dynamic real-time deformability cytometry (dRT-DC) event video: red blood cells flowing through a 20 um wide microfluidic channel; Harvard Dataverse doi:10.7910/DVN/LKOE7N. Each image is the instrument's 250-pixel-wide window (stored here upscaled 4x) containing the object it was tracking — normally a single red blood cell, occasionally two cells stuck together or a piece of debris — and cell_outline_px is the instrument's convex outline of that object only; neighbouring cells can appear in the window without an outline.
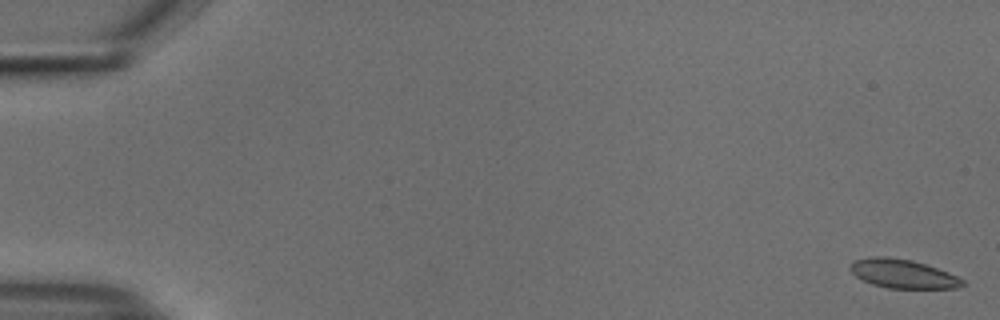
{"species": "common noctule bat (a hibernating species)", "species_latin": "Nyctalus noctula", "temperature_condition": "cold", "stored_images_in_passage": 54, "camera_frame_rate_fps": 3000, "um_per_image_px": 0.085, "animal": {"sex": "male", "body_mass_g": 18.8}, "frame": {"image": 1, "passage_image": 1, "time_ms": 0.0, "image_size_px": [1000, 320], "cell_outline_px": [[964, 284], [956, 288], [888, 288], [872, 284], [856, 276], [848, 268], [856, 260], [872, 256], [884, 256], [912, 260], [948, 272], [964, 280]], "centroid_in_image_um": [76.73, 23.27], "position_along_channel_um": 8.3, "area_um2": 18.61}}
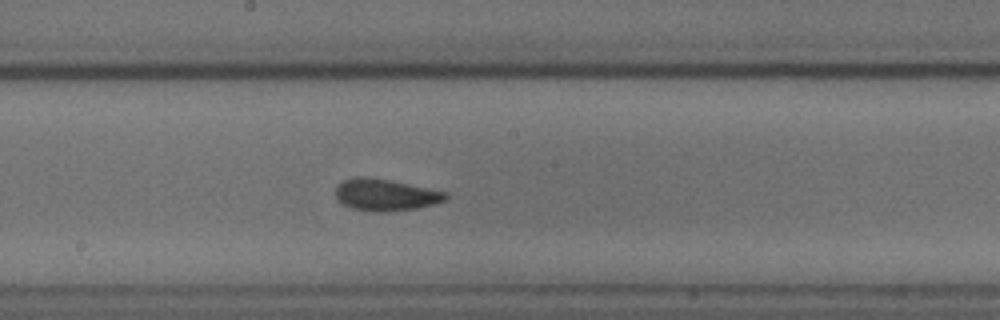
{"frame": {"image": 2, "passage_image": 30, "time_ms": 9.667, "image_size_px": [1000, 320], "cell_outline_px": [[448, 196], [444, 200], [432, 204], [416, 208], [388, 212], [368, 212], [348, 208], [336, 200], [336, 184], [344, 180], [356, 176], [364, 176], [388, 180], [448, 192]], "centroid_in_image_um": [32.69, 16.58], "position_along_channel_um": 215.5, "area_um2": 20.58}}
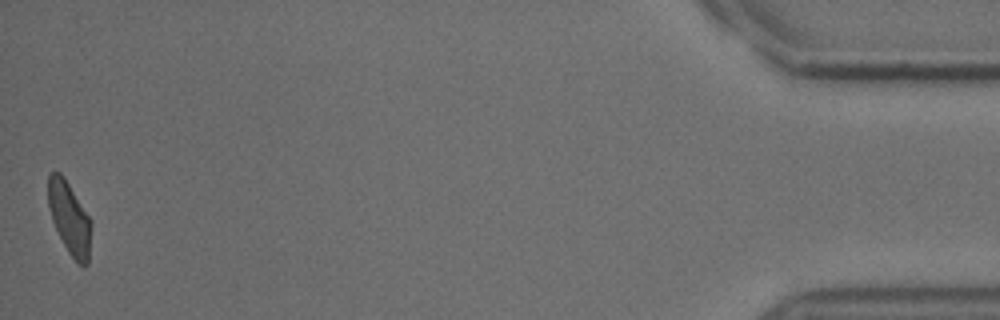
{"frame": {"image": 3, "passage_image": 54, "time_ms": 17.667, "image_size_px": [1000, 320], "cell_outline_px": [[92, 228], [88, 264], [84, 268], [76, 264], [68, 252], [52, 220], [48, 204], [48, 176], [52, 172], [60, 172], [64, 176], [92, 220]], "centroid_in_image_um": [5.94, 18.58], "position_along_channel_um": 429.3, "area_um2": 18.44}, "authors_computed_cell_mechanics": {"area_um2": 19.5942, "velocity_mm_per_s": 3.7647, "shape_relaxation_time_tau1_ms": 7.9909, "shape_relaxation_time_tau2_ms": 2.2604, "deformation_change_tau1": 0.1467, "deformation_change_tau2": 0.0542}}